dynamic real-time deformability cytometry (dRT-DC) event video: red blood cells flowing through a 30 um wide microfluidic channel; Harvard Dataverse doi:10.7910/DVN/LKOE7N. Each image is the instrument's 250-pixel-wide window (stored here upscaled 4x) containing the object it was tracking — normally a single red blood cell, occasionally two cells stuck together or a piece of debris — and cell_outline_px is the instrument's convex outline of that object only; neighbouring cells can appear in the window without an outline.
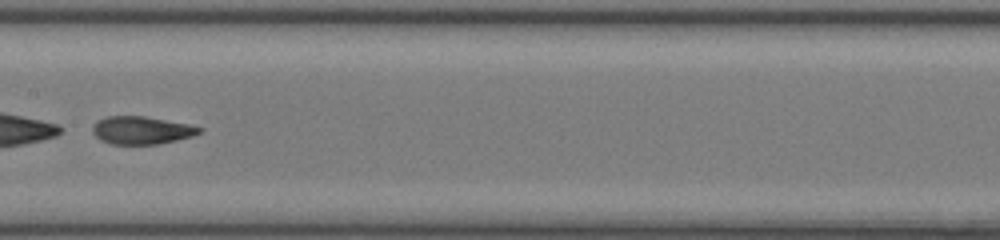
{"species": "common noctule bat (a hibernating species)", "species_latin": "Nyctalus noctula", "temperature_condition": "room temperature", "stored_images_in_passage": 47, "segment_of_instrument_passage": [2, 2], "camera_frame_rate_fps": 3000, "um_per_image_px": 0.085, "animal": {"sex": "female", "body_mass_g": 17.0, "forearm_length_mm": 48.0}, "frame": {"image": 1, "passage_image": 24, "time_ms": 7.667, "image_size_px": [1000, 240], "cell_outline_px": [[204, 128], [200, 132], [192, 136], [160, 144], [112, 144], [100, 140], [92, 132], [92, 128], [100, 120], [108, 116], [144, 116], [188, 124]], "centroid_in_image_um": [12.05, 11.08], "position_along_channel_um": 195.4, "area_um2": 17.11}}